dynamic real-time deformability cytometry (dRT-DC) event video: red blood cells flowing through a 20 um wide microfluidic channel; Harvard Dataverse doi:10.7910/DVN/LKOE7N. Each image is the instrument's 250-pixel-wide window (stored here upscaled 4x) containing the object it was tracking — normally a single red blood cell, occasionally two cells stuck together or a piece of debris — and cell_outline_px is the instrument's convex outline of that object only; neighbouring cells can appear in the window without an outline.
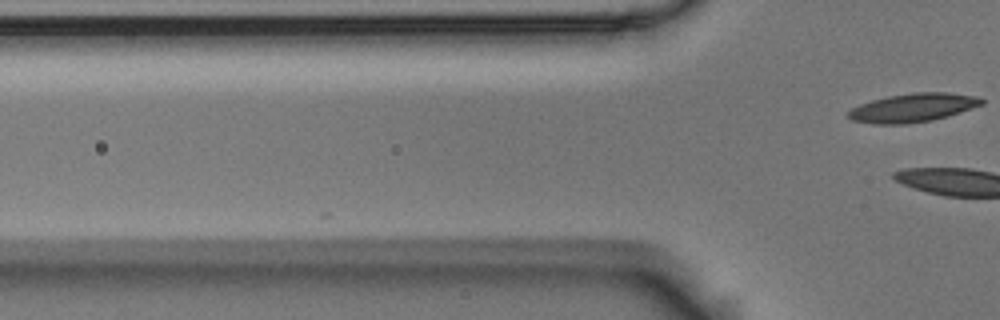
{"species": "Egyptian fruit bat (a non-hibernating species)", "species_latin": "Rousettus aegyptiacus", "temperature_condition": "room temperature", "stored_images_in_passage": 2, "camera_frame_rate_fps": 3000, "um_per_image_px": 0.085, "animal": {"sex": "male"}, "frame": {"image": 1, "passage_image": 2, "time_ms": 0.333, "image_size_px": [1000, 320], "cell_outline_px": [[984, 104], [948, 116], [932, 120], [904, 124], [872, 124], [852, 120], [848, 116], [848, 112], [852, 108], [860, 104], [872, 100], [888, 96], [912, 92], [944, 92], [980, 96], [984, 100]], "centroid_in_image_um": [77.62, 9.15], "position_along_channel_um": 48.2, "area_um2": 22.31}}